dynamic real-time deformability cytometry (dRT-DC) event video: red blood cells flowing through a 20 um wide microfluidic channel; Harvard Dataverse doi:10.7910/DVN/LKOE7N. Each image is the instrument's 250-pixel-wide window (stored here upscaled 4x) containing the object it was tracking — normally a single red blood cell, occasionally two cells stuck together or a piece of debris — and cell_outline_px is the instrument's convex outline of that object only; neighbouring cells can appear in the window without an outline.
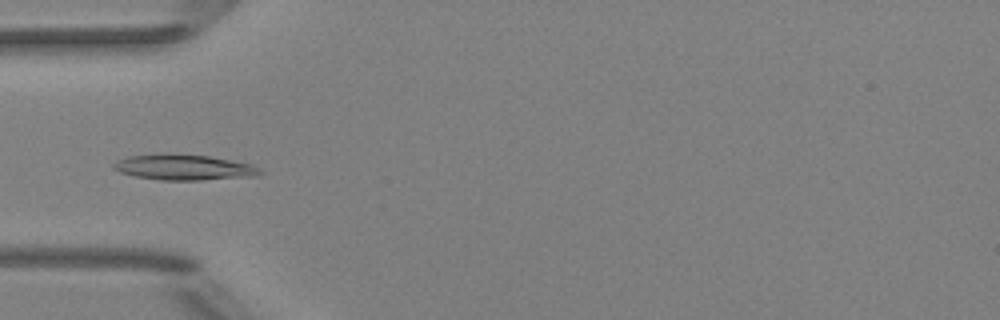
{"species": "Egyptian fruit bat (a non-hibernating species)", "species_latin": "Rousettus aegyptiacus", "temperature_condition": "room temperature", "stored_images_in_passage": 8, "camera_frame_rate_fps": 3000, "um_per_image_px": 0.085, "animal": {"sex": "female"}, "frame": {"image": 1, "passage_image": 4, "time_ms": 4.333, "image_size_px": [1000, 320], "cell_outline_px": [[264, 172], [260, 176], [200, 180], [160, 180], [136, 176], [120, 172], [112, 168], [112, 164], [116, 160], [128, 156], [160, 152], [168, 152], [208, 156], [252, 164], [260, 168]], "centroid_in_image_um": [15.62, 14.2], "position_along_channel_um": 69.4, "area_um2": 22.37}}
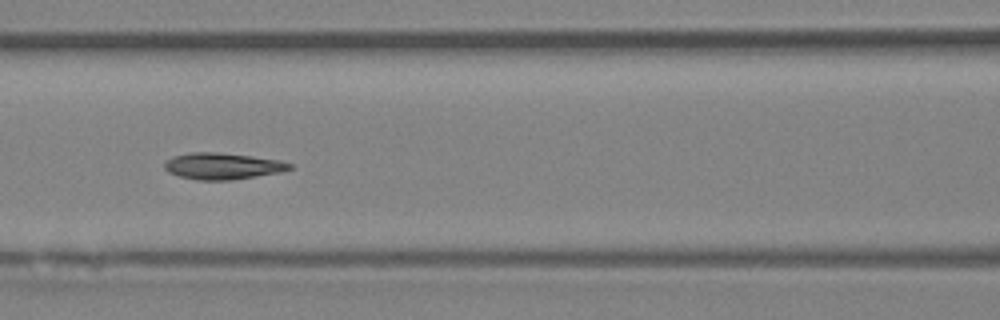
{"frame": {"image": 2, "passage_image": 6, "time_ms": 6.333, "image_size_px": [1000, 320], "cell_outline_px": [[292, 168], [280, 172], [232, 180], [196, 180], [180, 176], [168, 172], [164, 168], [164, 160], [172, 156], [188, 152], [216, 152], [252, 156], [280, 160], [292, 164]], "centroid_in_image_um": [18.87, 14.11], "position_along_channel_um": 147.7, "area_um2": 19.42}}
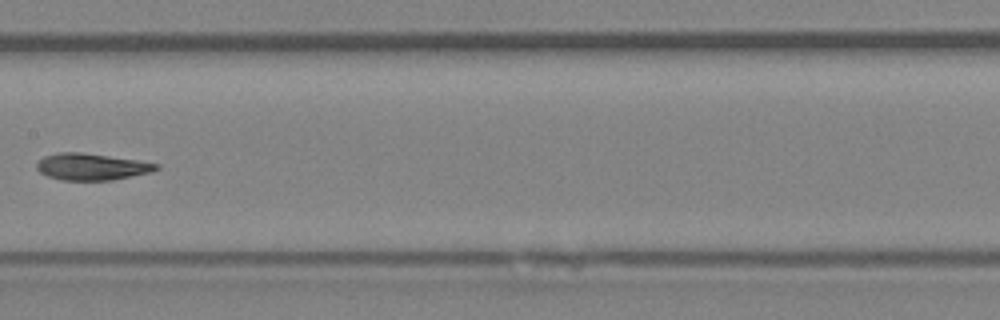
{"frame": {"image": 3, "passage_image": 7, "time_ms": 7.667, "image_size_px": [1000, 320], "cell_outline_px": [[160, 168], [152, 172], [112, 180], [60, 180], [48, 176], [40, 172], [36, 168], [36, 164], [44, 156], [60, 152], [80, 152], [136, 160], [160, 164]], "centroid_in_image_um": [7.79, 14.18], "position_along_channel_um": 199.6, "area_um2": 18.5}}